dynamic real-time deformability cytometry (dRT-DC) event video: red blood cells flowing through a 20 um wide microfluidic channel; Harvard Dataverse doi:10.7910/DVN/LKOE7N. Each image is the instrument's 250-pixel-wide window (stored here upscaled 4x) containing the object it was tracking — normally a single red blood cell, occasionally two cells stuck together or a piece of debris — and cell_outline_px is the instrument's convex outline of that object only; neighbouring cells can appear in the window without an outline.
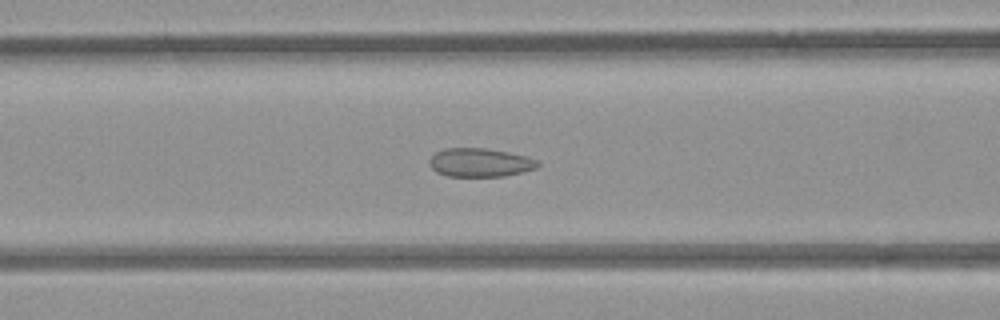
{"species": "common noctule bat (a hibernating species)", "species_latin": "Nyctalus noctula", "temperature_condition": "room temperature", "stored_images_in_passage": 52, "camera_frame_rate_fps": 3000, "um_per_image_px": 0.085, "animal": {"sex": "female", "body_mass_g": 21.9}, "frame": {"image": 1, "passage_image": 21, "time_ms": 6.667, "image_size_px": [1000, 320], "cell_outline_px": [[540, 164], [536, 168], [524, 172], [504, 176], [448, 176], [436, 172], [428, 164], [428, 160], [436, 152], [444, 148], [488, 148], [528, 156], [536, 160]], "centroid_in_image_um": [40.8, 13.81], "position_along_channel_um": 125.8, "area_um2": 18.21}}
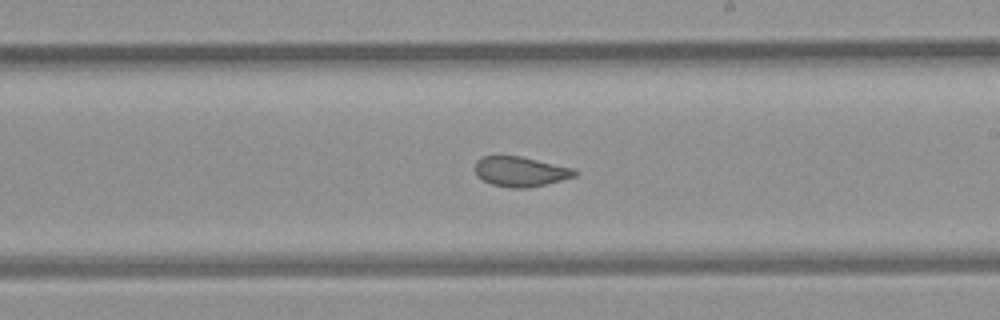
{"frame": {"image": 2, "passage_image": 30, "time_ms": 9.667, "image_size_px": [1000, 320], "cell_outline_px": [[576, 176], [528, 188], [508, 188], [492, 184], [484, 180], [476, 172], [476, 160], [480, 156], [520, 156], [572, 168], [576, 172]], "centroid_in_image_um": [44.21, 14.58], "position_along_channel_um": 244.8, "area_um2": 17.05}}
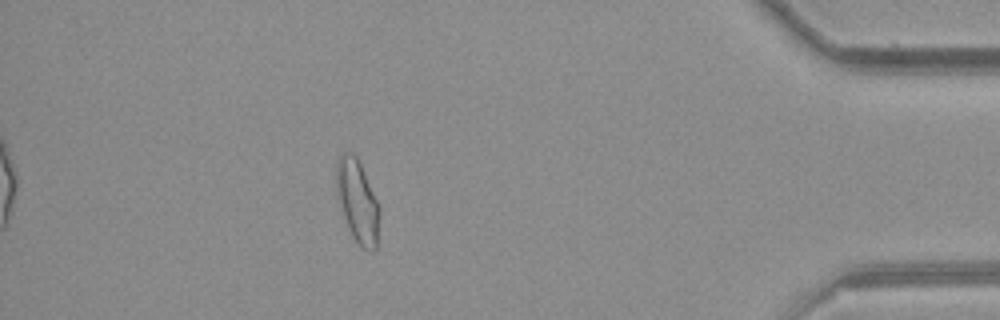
{"frame": {"image": 3, "passage_image": 46, "time_ms": 15.0, "image_size_px": [1000, 320], "cell_outline_px": [[380, 212], [376, 248], [364, 248], [356, 244], [348, 228], [336, 192], [336, 160], [340, 152], [352, 152], [356, 156], [380, 204]], "centroid_in_image_um": [30.38, 17.05], "position_along_channel_um": 404.8, "area_um2": 20.87}, "authors_computed_cell_mechanics": {"area_um2": 19.9699, "velocity_mm_per_s": 3.9587, "shape_relaxation_time_tau1_ms": null, "shape_relaxation_time_tau2_ms": 1.0247, "deformation_change_tau1": null, "deformation_change_tau2": 0.0785}}